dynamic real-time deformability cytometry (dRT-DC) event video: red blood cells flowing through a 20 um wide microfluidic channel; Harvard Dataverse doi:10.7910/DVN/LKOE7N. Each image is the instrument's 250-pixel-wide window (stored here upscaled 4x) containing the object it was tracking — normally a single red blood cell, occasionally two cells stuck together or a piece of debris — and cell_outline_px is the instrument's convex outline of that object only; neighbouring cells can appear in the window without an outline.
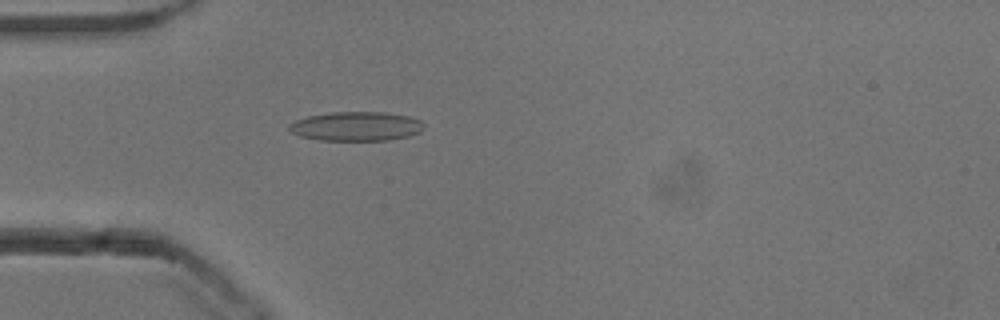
{"species": "common noctule bat (a hibernating species)", "species_latin": "Nyctalus noctula", "temperature_condition": "cold", "stored_images_in_passage": 38, "camera_frame_rate_fps": 3000, "um_per_image_px": 0.085, "animal": {"sex": "male", "body_mass_g": 13.3}, "frame": {"image": 1, "passage_image": 6, "time_ms": 1.667, "image_size_px": [1000, 320], "cell_outline_px": [[424, 128], [420, 132], [412, 136], [388, 140], [320, 140], [300, 136], [292, 132], [288, 128], [288, 124], [296, 120], [308, 116], [332, 112], [384, 112], [408, 116], [420, 120], [424, 124]], "centroid_in_image_um": [30.3, 10.74], "position_along_channel_um": 54.7, "area_um2": 23.0}}
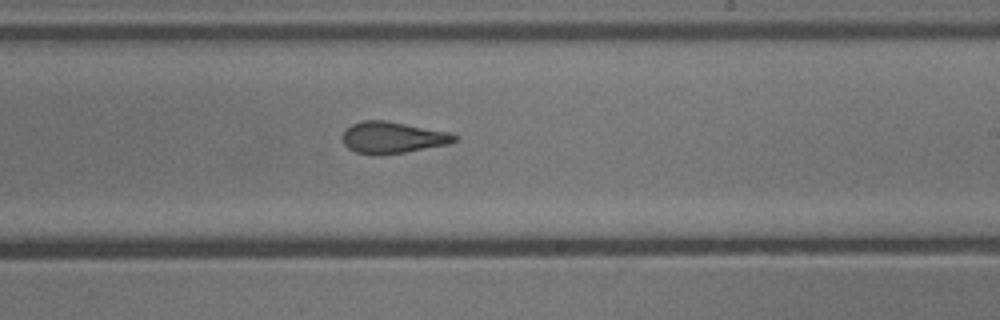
{"frame": {"image": 2, "passage_image": 22, "time_ms": 7.0, "image_size_px": [1000, 320], "cell_outline_px": [[460, 140], [448, 144], [404, 152], [376, 156], [356, 152], [348, 148], [344, 144], [344, 132], [352, 124], [364, 120], [384, 120], [448, 132], [460, 136]], "centroid_in_image_um": [33.4, 11.7], "position_along_channel_um": 255.6, "area_um2": 20.46}}
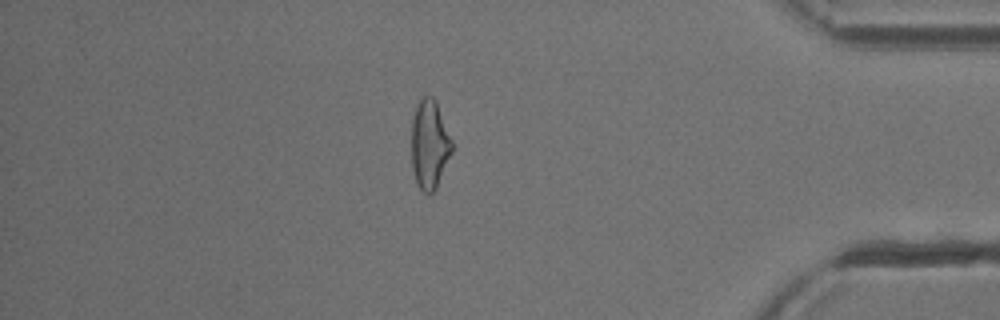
{"frame": {"image": 3, "passage_image": 36, "time_ms": 11.667, "image_size_px": [1000, 320], "cell_outline_px": [[452, 152], [436, 188], [428, 196], [416, 184], [412, 168], [412, 120], [416, 104], [424, 96], [432, 96], [436, 100], [452, 140]], "centroid_in_image_um": [36.51, 12.28], "position_along_channel_um": 398.7, "area_um2": 21.04}, "authors_computed_cell_mechanics": {"area_um2": 20.808, "velocity_mm_per_s": 3.8746, "shape_relaxation_time_tau1_ms": 6.4863, "shape_relaxation_time_tau2_ms": 1.4004, "deformation_change_tau1": 0.1846, "deformation_change_tau2": 0.1103}}